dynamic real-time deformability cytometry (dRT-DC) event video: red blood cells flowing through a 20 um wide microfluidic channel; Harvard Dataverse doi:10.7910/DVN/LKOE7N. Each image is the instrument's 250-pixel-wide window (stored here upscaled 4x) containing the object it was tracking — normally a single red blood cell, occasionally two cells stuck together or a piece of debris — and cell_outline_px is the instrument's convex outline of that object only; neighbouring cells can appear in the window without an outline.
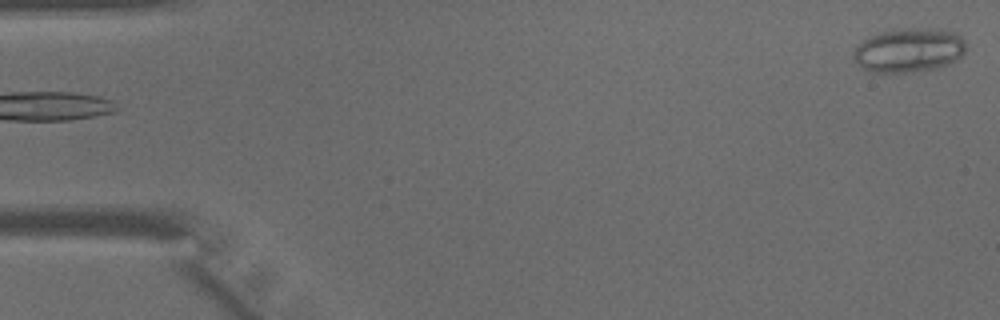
{"species": "common noctule bat (a hibernating species)", "species_latin": "Nyctalus noctula", "temperature_condition": "warm", "stored_images_in_passage": 6, "camera_frame_rate_fps": 3000, "um_per_image_px": 0.085, "animal": {"sex": "male", "body_mass_g": 15.6}, "frame": {"image": 1, "passage_image": 1, "time_ms": 0.0, "image_size_px": [1000, 320], "cell_outline_px": [[964, 52], [956, 60], [948, 64], [932, 68], [904, 72], [872, 72], [860, 68], [852, 56], [852, 52], [856, 44], [880, 32], [904, 28], [932, 28], [956, 32], [964, 40]], "centroid_in_image_um": [77.21, 4.25], "position_along_channel_um": 7.8, "area_um2": 28.78}}